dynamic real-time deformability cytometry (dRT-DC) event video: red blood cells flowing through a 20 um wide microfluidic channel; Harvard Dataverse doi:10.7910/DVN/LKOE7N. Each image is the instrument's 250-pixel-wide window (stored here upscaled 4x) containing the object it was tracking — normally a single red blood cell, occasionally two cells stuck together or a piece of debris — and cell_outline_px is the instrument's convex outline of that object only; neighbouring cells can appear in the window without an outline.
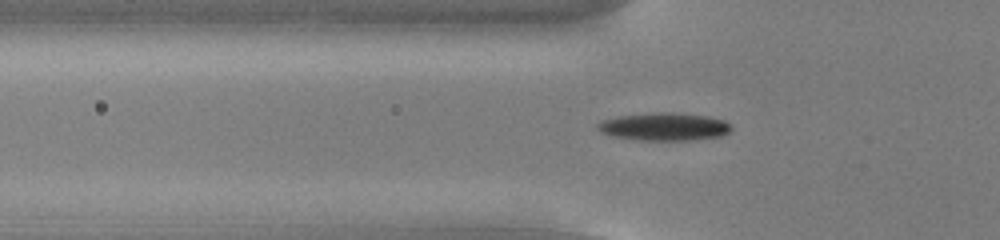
{"species": "common noctule bat (a hibernating species)", "species_latin": "Nyctalus noctula", "temperature_condition": "cold", "stored_images_in_passage": 41, "camera_frame_rate_fps": 3000, "um_per_image_px": 0.085, "animal": {"sex": "male", "body_mass_g": 13.0, "forearm_length_mm": 53.1}, "frame": {"image": 1, "passage_image": 8, "time_ms": 2.333, "image_size_px": [1000, 240], "cell_outline_px": [[732, 128], [724, 136], [692, 140], [640, 140], [616, 136], [600, 132], [596, 128], [596, 124], [600, 120], [620, 116], [652, 112], [672, 112], [708, 116], [724, 120], [732, 124]], "centroid_in_image_um": [56.48, 10.76], "position_along_channel_um": 69.3, "area_um2": 21.85}}
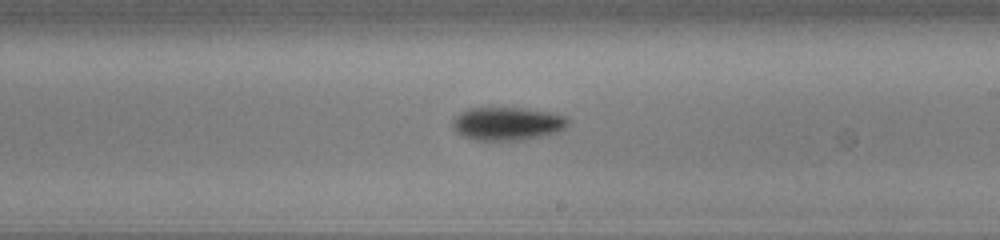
{"frame": {"image": 2, "passage_image": 22, "time_ms": 7.0, "image_size_px": [1000, 240], "cell_outline_px": [[572, 120], [564, 128], [556, 132], [524, 140], [476, 140], [464, 136], [456, 132], [452, 128], [452, 124], [456, 116], [460, 112], [468, 108], [524, 108], [548, 112], [564, 116]], "centroid_in_image_um": [43.11, 10.51], "position_along_channel_um": 245.9, "area_um2": 22.25}}
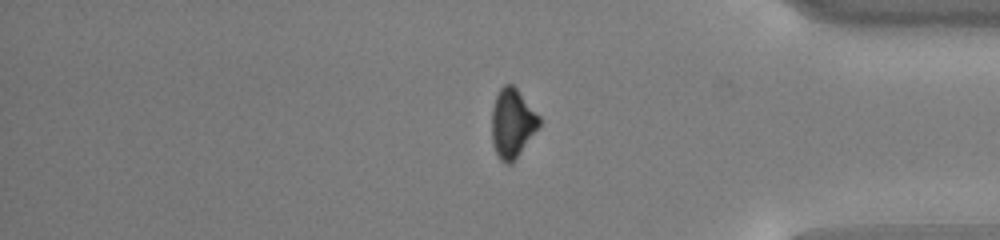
{"frame": {"image": 3, "passage_image": 35, "time_ms": 11.333, "image_size_px": [1000, 240], "cell_outline_px": [[540, 124], [512, 164], [504, 164], [496, 156], [492, 144], [492, 108], [496, 96], [500, 88], [504, 84], [512, 84], [516, 88], [540, 116]], "centroid_in_image_um": [43.52, 10.5], "position_along_channel_um": 391.7, "area_um2": 19.07}}